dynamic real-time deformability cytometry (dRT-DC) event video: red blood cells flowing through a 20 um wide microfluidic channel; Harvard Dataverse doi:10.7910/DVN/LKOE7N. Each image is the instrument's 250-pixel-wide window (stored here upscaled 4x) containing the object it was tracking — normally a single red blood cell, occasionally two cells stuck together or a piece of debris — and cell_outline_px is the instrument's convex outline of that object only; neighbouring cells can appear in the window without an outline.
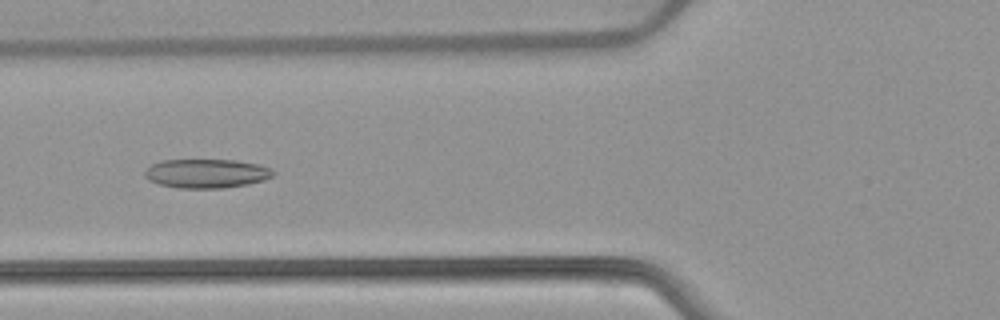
{"species": "common noctule bat (a hibernating species)", "species_latin": "Nyctalus noctula", "temperature_condition": "warm", "stored_images_in_passage": 54, "camera_frame_rate_fps": 3000, "um_per_image_px": 0.085, "animal": {"sex": "female", "body_mass_g": 22.7, "forearm_length_mm": 54.2}, "frame": {"image": 1, "passage_image": 21, "time_ms": 6.667, "image_size_px": [1000, 320], "cell_outline_px": [[276, 172], [272, 176], [264, 180], [248, 184], [224, 188], [180, 188], [160, 184], [148, 180], [144, 176], [144, 172], [152, 164], [160, 160], [236, 160], [260, 164], [272, 168]], "centroid_in_image_um": [17.58, 14.74], "position_along_channel_um": 108.2, "area_um2": 21.85}}
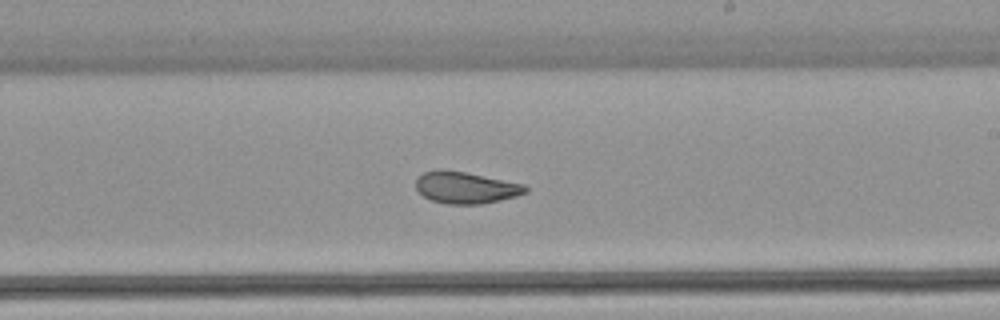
{"frame": {"image": 2, "passage_image": 32, "time_ms": 10.333, "image_size_px": [1000, 320], "cell_outline_px": [[528, 192], [516, 196], [484, 204], [448, 204], [432, 200], [424, 196], [416, 188], [416, 176], [424, 172], [440, 168], [444, 168], [524, 184], [528, 188]], "centroid_in_image_um": [39.57, 15.93], "position_along_channel_um": 249.4, "area_um2": 20.35}}
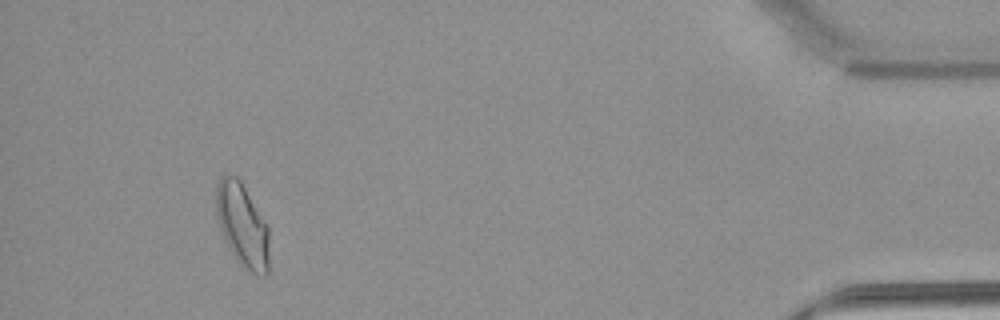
{"frame": {"image": 3, "passage_image": 50, "time_ms": 16.333, "image_size_px": [1000, 320], "cell_outline_px": [[268, 272], [264, 276], [252, 272], [244, 268], [236, 260], [220, 228], [216, 216], [216, 184], [220, 176], [236, 176], [240, 180], [268, 228]], "centroid_in_image_um": [20.58, 19.14], "position_along_channel_um": 414.6, "area_um2": 25.2}, "authors_computed_cell_mechanics": {"area_um2": 22.4842, "velocity_mm_per_s": 3.8546, "shape_relaxation_time_tau1_ms": 8.1424, "shape_relaxation_time_tau2_ms": 2.167, "deformation_change_tau1": 0.18, "deformation_change_tau2": 0.0803}}